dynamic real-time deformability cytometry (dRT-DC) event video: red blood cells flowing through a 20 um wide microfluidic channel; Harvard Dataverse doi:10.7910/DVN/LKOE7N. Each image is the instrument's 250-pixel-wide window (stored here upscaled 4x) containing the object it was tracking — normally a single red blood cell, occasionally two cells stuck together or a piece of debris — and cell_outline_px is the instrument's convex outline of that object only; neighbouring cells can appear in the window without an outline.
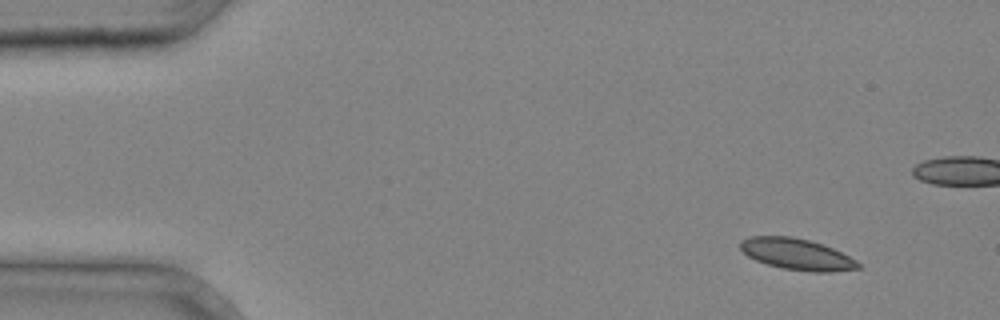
{"species": "common noctule bat (a hibernating species)", "species_latin": "Nyctalus noctula", "temperature_condition": "cold", "stored_images_in_passage": 3, "camera_frame_rate_fps": 3000, "um_per_image_px": 0.085, "animal": {"sex": "male", "body_mass_g": 20.4}, "frame": {"image": 1, "passage_image": 1, "time_ms": 0.0, "image_size_px": [1000, 320], "cell_outline_px": [[860, 268], [828, 272], [812, 272], [784, 268], [768, 264], [756, 260], [748, 256], [740, 248], [740, 240], [748, 236], [792, 236], [808, 240], [832, 248], [856, 260], [860, 264]], "centroid_in_image_um": [67.7, 21.6], "position_along_channel_um": 17.3, "area_um2": 21.21}}